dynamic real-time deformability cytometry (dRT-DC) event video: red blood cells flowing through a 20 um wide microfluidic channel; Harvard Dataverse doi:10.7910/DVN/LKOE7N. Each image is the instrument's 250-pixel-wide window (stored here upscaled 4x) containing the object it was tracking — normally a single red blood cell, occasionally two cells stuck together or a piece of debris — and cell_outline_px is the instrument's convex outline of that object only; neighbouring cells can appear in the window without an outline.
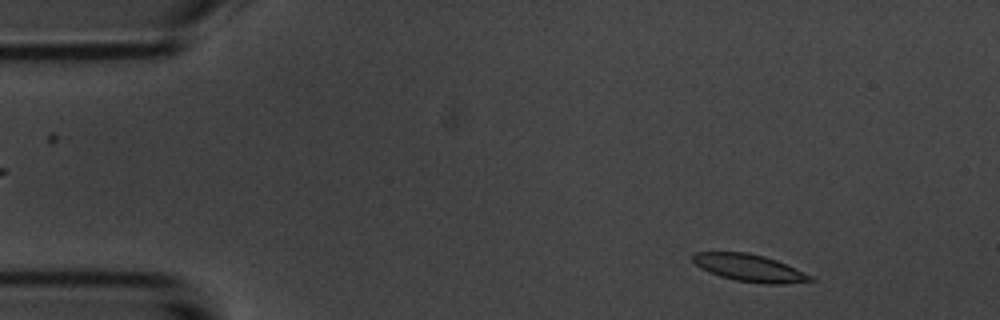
{"species": "common noctule bat (a hibernating species)", "species_latin": "Nyctalus noctula", "temperature_condition": "room temperature", "stored_images_in_passage": 5, "camera_frame_rate_fps": 3000, "um_per_image_px": 0.085, "animal": {"sex": "male", "body_mass_g": 20.1, "forearm_length_mm": 53.5}, "frame": {"image": 1, "passage_image": 1, "time_ms": 0.0, "image_size_px": [1000, 320], "cell_outline_px": [[816, 280], [784, 284], [764, 284], [736, 280], [720, 276], [708, 272], [700, 268], [688, 256], [692, 252], [748, 252], [764, 256], [776, 260], [812, 276]], "centroid_in_image_um": [63.64, 22.76], "position_along_channel_um": 21.4, "area_um2": 18.73}}